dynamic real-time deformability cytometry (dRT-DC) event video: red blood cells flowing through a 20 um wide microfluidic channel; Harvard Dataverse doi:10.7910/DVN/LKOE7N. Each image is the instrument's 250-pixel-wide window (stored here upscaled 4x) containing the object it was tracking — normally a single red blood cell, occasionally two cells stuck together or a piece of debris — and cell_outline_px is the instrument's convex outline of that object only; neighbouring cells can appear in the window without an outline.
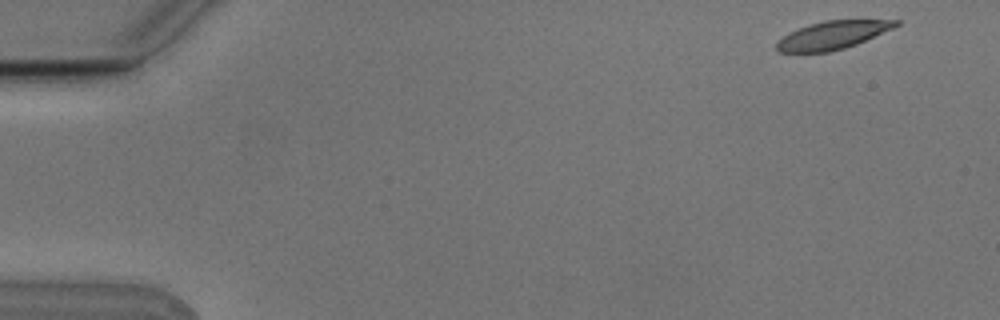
{"species": "Egyptian fruit bat (a non-hibernating species)", "species_latin": "Rousettus aegyptiacus", "temperature_condition": "cold", "stored_images_in_passage": 6, "camera_frame_rate_fps": 3000, "um_per_image_px": 0.085, "animal": {"sex": "male"}, "frame": {"image": 1, "passage_image": 1, "time_ms": 0.0, "image_size_px": [1000, 320], "cell_outline_px": [[900, 24], [892, 28], [856, 44], [844, 48], [828, 52], [780, 52], [776, 48], [776, 44], [784, 36], [808, 24], [824, 20], [900, 20]], "centroid_in_image_um": [70.77, 2.98], "position_along_channel_um": 14.2, "area_um2": 19.07}}
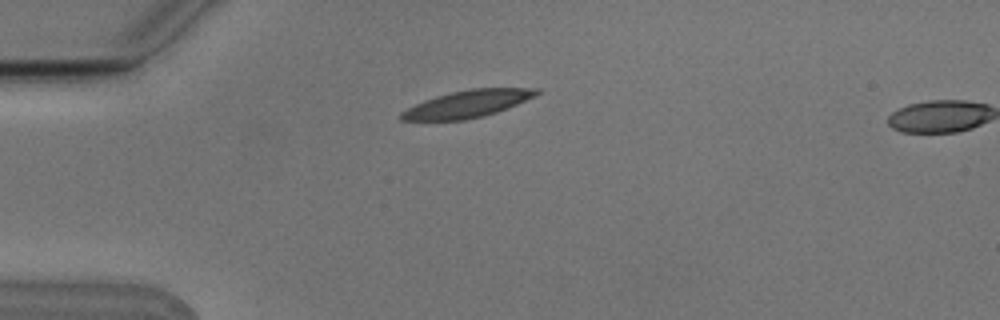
{"frame": {"image": 2, "passage_image": 4, "time_ms": 1.0, "image_size_px": [1000, 320], "cell_outline_px": [[540, 92], [536, 96], [508, 108], [484, 116], [464, 120], [400, 120], [400, 112], [424, 100], [436, 96], [468, 88], [540, 88]], "centroid_in_image_um": [39.77, 8.82], "position_along_channel_um": 45.2, "area_um2": 21.39}}